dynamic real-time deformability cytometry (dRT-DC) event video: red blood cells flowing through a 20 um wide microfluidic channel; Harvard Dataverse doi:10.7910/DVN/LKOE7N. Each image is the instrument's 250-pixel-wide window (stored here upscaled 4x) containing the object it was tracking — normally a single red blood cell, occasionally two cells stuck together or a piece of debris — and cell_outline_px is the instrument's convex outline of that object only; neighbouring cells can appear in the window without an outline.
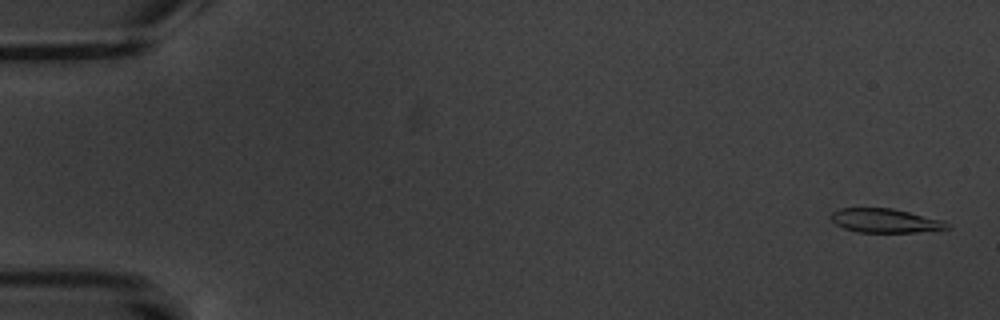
{"species": "common noctule bat (a hibernating species)", "species_latin": "Nyctalus noctula", "temperature_condition": "warm", "stored_images_in_passage": 10, "camera_frame_rate_fps": 3000, "um_per_image_px": 0.085, "animal": {"sex": "male", "body_mass_g": 20.1, "forearm_length_mm": 53.5}, "frame": {"image": 1, "passage_image": 1, "time_ms": 0.0, "image_size_px": [1000, 320], "cell_outline_px": [[952, 228], [916, 232], [860, 232], [844, 228], [836, 224], [832, 220], [832, 212], [840, 208], [892, 208], [944, 220]], "centroid_in_image_um": [75.27, 18.75], "position_along_channel_um": 9.7, "area_um2": 16.13}}
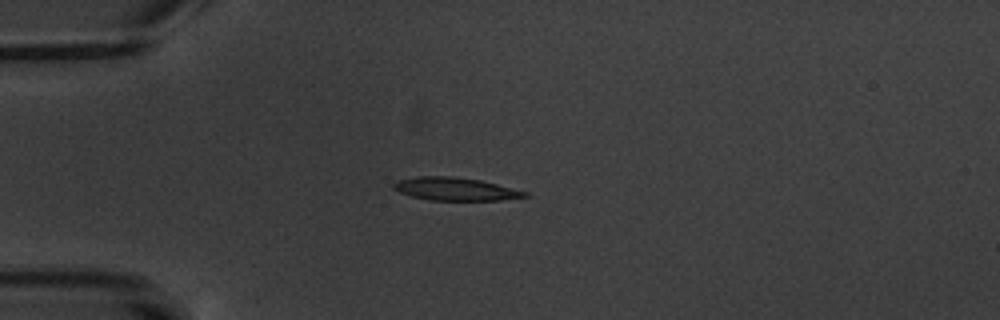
{"frame": {"image": 2, "passage_image": 5, "time_ms": 4.667, "image_size_px": [1000, 320], "cell_outline_px": [[528, 196], [500, 200], [428, 200], [412, 196], [400, 192], [392, 188], [392, 184], [400, 180], [416, 176], [452, 176], [480, 180], [528, 192]], "centroid_in_image_um": [38.68, 16.06], "position_along_channel_um": 46.3, "area_um2": 17.4}}